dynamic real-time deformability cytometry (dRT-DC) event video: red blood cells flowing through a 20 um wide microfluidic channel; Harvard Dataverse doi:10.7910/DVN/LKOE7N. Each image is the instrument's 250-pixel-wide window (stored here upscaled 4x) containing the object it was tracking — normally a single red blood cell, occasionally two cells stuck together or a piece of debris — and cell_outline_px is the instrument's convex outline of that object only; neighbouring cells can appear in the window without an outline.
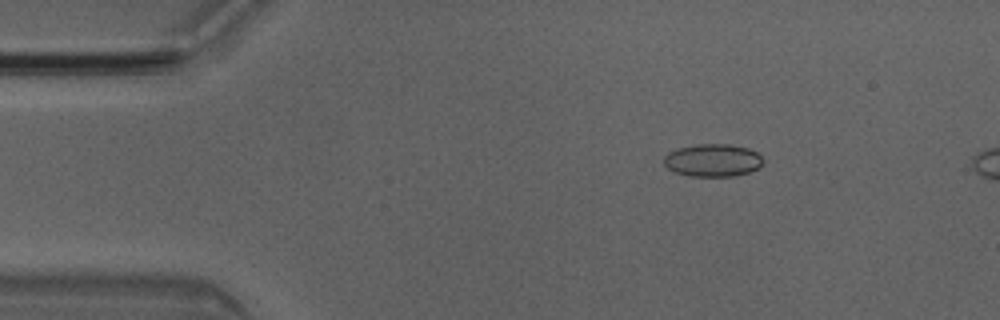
{"species": "Egyptian fruit bat (a non-hibernating species)", "species_latin": "Rousettus aegyptiacus", "temperature_condition": "room temperature", "stored_images_in_passage": 5, "camera_frame_rate_fps": 3000, "um_per_image_px": 0.085, "animal": {"sex": "male"}, "frame": {"image": 1, "passage_image": 3, "time_ms": 0.667, "image_size_px": [1000, 320], "cell_outline_px": [[764, 160], [756, 168], [748, 172], [736, 176], [688, 176], [676, 172], [668, 168], [664, 164], [664, 156], [668, 152], [680, 148], [696, 144], [728, 144], [748, 148], [756, 152]], "centroid_in_image_um": [60.56, 13.62], "position_along_channel_um": 24.4, "area_um2": 18.73}}